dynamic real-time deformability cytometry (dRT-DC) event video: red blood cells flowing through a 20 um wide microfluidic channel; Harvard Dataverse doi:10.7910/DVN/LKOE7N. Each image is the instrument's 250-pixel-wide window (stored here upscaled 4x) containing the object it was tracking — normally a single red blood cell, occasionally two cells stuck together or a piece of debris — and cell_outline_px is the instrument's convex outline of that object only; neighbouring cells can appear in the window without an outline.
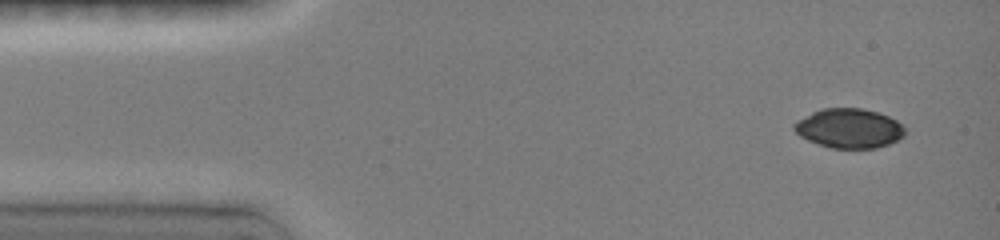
{"species": "common noctule bat (a hibernating species)", "species_latin": "Nyctalus noctula", "temperature_condition": "room temperature", "stored_images_in_passage": 4, "camera_frame_rate_fps": 3000, "um_per_image_px": 0.085, "animal": {"sex": "female", "body_mass_g": 19.0, "forearm_length_mm": 51.5}, "frame": {"image": 1, "passage_image": 1, "time_ms": 0.0, "image_size_px": [1000, 240], "cell_outline_px": [[908, 132], [904, 136], [888, 144], [876, 148], [832, 148], [808, 140], [800, 136], [792, 128], [792, 124], [796, 120], [812, 112], [824, 108], [860, 108], [876, 112], [888, 116], [896, 120]], "centroid_in_image_um": [72.16, 10.9], "position_along_channel_um": 12.8, "area_um2": 25.43}}
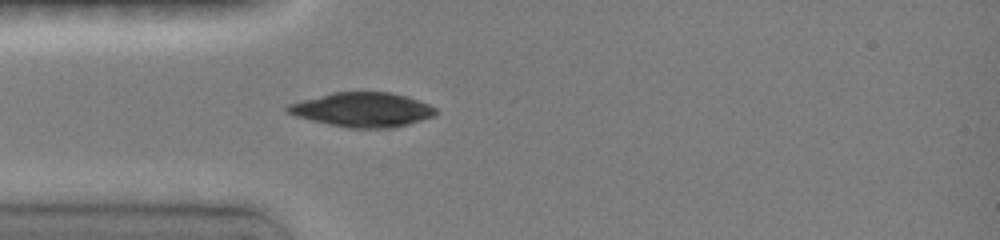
{"frame": {"image": 2, "passage_image": 4, "time_ms": 3.333, "image_size_px": [1000, 240], "cell_outline_px": [[436, 116], [408, 124], [392, 128], [348, 128], [328, 124], [296, 116], [288, 112], [284, 108], [288, 104], [332, 92], [392, 92], [408, 96], [428, 104], [436, 108]], "centroid_in_image_um": [30.84, 9.32], "position_along_channel_um": 54.2, "area_um2": 29.71}}